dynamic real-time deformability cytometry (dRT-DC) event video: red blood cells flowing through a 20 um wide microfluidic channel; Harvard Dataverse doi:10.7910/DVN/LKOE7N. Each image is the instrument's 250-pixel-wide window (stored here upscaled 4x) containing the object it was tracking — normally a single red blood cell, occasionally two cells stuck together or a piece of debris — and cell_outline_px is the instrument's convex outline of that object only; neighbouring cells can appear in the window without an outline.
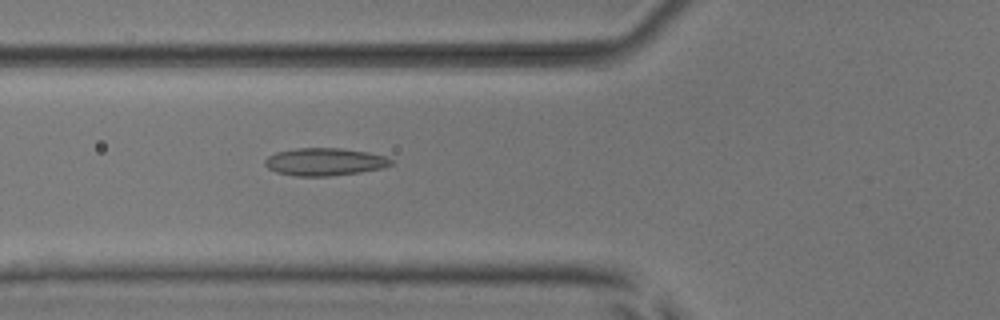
{"species": "common noctule bat (a hibernating species)", "species_latin": "Nyctalus noctula", "temperature_condition": "room temperature", "stored_images_in_passage": 5, "camera_frame_rate_fps": 3000, "um_per_image_px": 0.085, "animal": {"sex": "male", "body_mass_g": 17.9, "forearm_length_mm": 54.2}, "frame": {"image": 1, "passage_image": 5, "time_ms": 4.667, "image_size_px": [1000, 320], "cell_outline_px": [[392, 164], [384, 168], [360, 172], [328, 176], [296, 176], [276, 172], [268, 168], [264, 164], [264, 160], [268, 156], [276, 152], [296, 148], [340, 148], [368, 152], [384, 156], [392, 160]], "centroid_in_image_um": [27.58, 13.75], "position_along_channel_um": 98.2, "area_um2": 20.29}}